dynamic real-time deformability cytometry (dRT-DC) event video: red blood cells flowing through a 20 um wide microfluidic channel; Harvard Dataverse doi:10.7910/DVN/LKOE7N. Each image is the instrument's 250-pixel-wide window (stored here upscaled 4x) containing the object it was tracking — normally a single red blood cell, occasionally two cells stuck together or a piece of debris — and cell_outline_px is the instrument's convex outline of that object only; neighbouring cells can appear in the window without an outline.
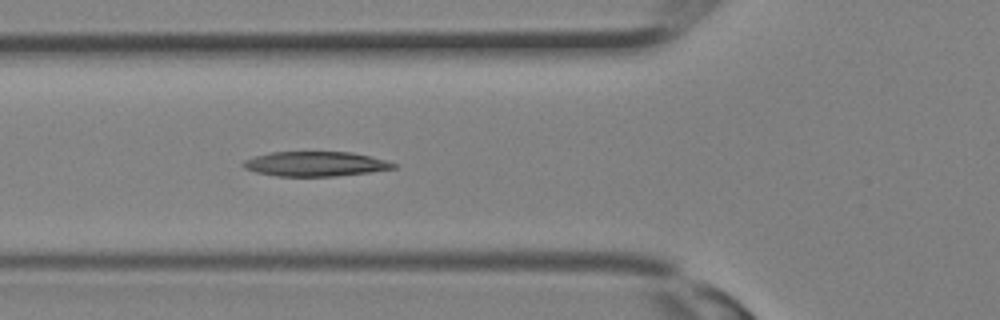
{"species": "Egyptian fruit bat (a non-hibernating species)", "species_latin": "Rousettus aegyptiacus", "temperature_condition": "room temperature", "stored_images_in_passage": 4, "camera_frame_rate_fps": 3000, "um_per_image_px": 0.085, "animal": {"sex": "female"}, "frame": {"image": 1, "passage_image": 4, "time_ms": 1.0, "image_size_px": [1000, 320], "cell_outline_px": [[396, 168], [368, 172], [336, 176], [276, 176], [256, 172], [244, 168], [240, 164], [244, 160], [268, 152], [352, 152], [384, 160], [396, 164]], "centroid_in_image_um": [26.75, 13.93], "position_along_channel_um": 99.0, "area_um2": 21.5}}